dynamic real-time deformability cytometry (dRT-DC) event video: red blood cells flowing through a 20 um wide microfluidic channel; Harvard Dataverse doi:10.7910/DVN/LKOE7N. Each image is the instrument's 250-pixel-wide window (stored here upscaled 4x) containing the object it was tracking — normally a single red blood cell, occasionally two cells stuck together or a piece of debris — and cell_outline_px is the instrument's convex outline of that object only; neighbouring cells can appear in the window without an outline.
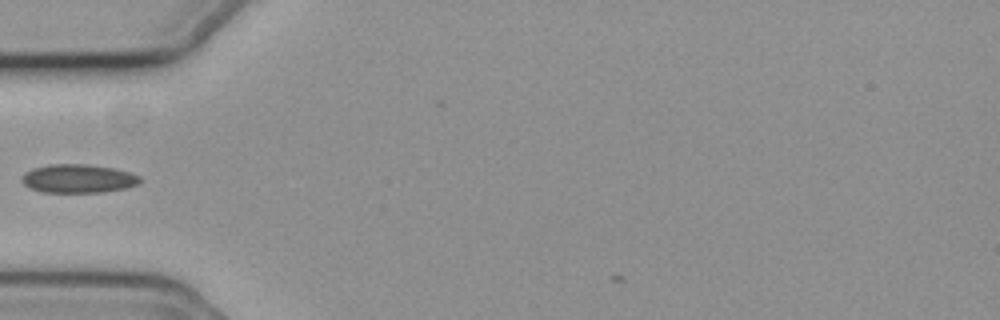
{"species": "common noctule bat (a hibernating species)", "species_latin": "Nyctalus noctula", "temperature_condition": "cold", "stored_images_in_passage": 35, "camera_frame_rate_fps": 3000, "um_per_image_px": 0.085, "animal": {"sex": "female", "body_mass_g": 19.3, "forearm_length_mm": 54.1}, "frame": {"image": 1, "passage_image": 1, "time_ms": 0.0, "image_size_px": [1000, 320], "cell_outline_px": [[144, 180], [140, 184], [128, 188], [104, 192], [40, 192], [24, 184], [20, 180], [24, 172], [32, 168], [48, 164], [88, 164], [112, 168], [128, 172], [140, 176]], "centroid_in_image_um": [6.67, 15.18], "position_along_channel_um": 78.3, "area_um2": 19.94}}
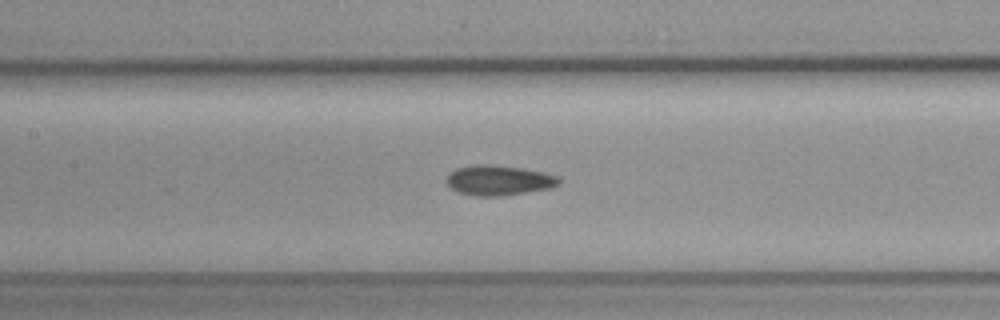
{"frame": {"image": 2, "passage_image": 8, "time_ms": 2.333, "image_size_px": [1000, 320], "cell_outline_px": [[560, 184], [552, 188], [500, 196], [476, 196], [456, 192], [444, 180], [456, 168], [472, 164], [488, 164], [520, 168], [544, 172], [556, 176], [560, 180]], "centroid_in_image_um": [42.38, 15.33], "position_along_channel_um": 165.0, "area_um2": 19.71}}
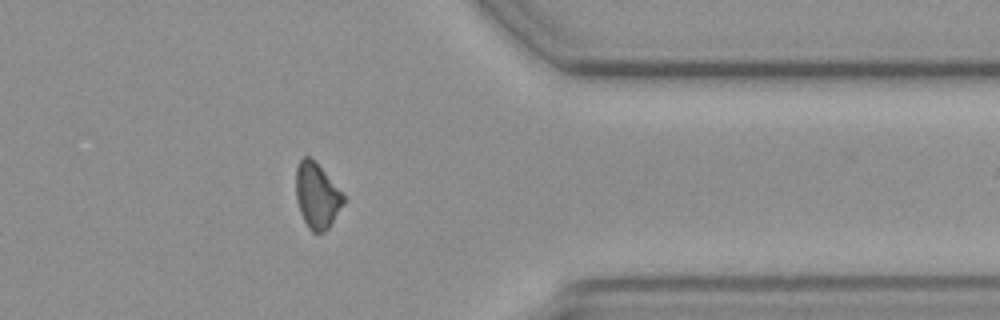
{"frame": {"image": 3, "passage_image": 27, "time_ms": 8.667, "image_size_px": [1000, 320], "cell_outline_px": [[344, 204], [328, 228], [324, 232], [312, 232], [308, 228], [300, 212], [296, 200], [296, 168], [300, 160], [304, 156], [308, 156], [324, 172], [344, 196]], "centroid_in_image_um": [26.91, 16.67], "position_along_channel_um": 384.5, "area_um2": 17.69}}